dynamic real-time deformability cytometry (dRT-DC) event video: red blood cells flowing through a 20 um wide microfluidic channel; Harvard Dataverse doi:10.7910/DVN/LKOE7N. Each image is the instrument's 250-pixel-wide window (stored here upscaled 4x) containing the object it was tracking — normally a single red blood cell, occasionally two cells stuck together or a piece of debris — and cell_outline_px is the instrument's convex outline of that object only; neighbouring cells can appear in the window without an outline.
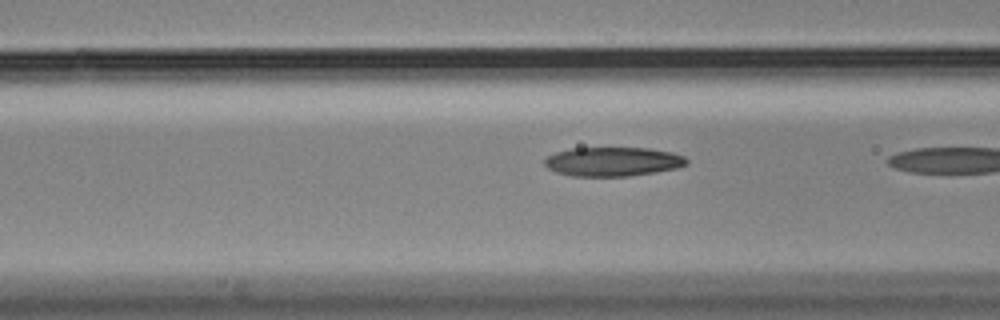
{"species": "Egyptian fruit bat (a non-hibernating species)", "species_latin": "Rousettus aegyptiacus", "temperature_condition": "cold", "stored_images_in_passage": 20, "camera_frame_rate_fps": 3000, "um_per_image_px": 0.085, "animal": {"sex": "male"}, "frame": {"image": 1, "passage_image": 19, "time_ms": 6.0, "image_size_px": [1000, 320], "cell_outline_px": [[688, 164], [676, 168], [656, 172], [628, 176], [572, 176], [556, 172], [548, 168], [544, 164], [544, 160], [548, 156], [556, 152], [572, 148], [648, 148], [672, 152], [684, 156], [688, 160]], "centroid_in_image_um": [52.1, 13.74], "position_along_channel_um": 114.5, "area_um2": 24.1}}